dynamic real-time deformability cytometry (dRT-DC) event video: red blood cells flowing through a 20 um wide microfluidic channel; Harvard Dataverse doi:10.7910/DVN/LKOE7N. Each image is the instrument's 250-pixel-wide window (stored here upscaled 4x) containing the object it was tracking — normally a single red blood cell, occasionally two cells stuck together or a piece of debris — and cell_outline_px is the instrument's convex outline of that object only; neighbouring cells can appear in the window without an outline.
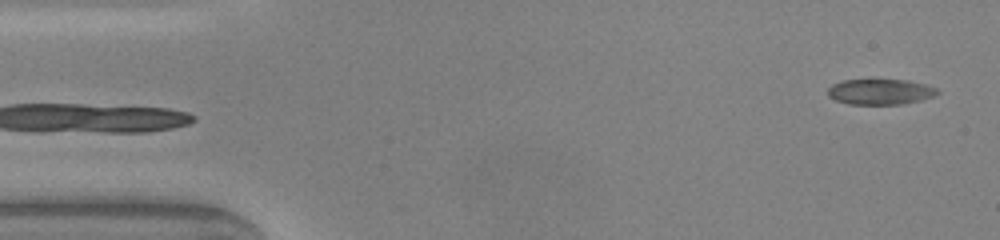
{"species": "common noctule bat (a hibernating species)", "species_latin": "Nyctalus noctula", "temperature_condition": "warm", "stored_images_in_passage": 47, "camera_frame_rate_fps": 3000, "um_per_image_px": 0.085, "animal": {"sex": "male", "body_mass_g": 20.0, "forearm_length_mm": 53.3}, "frame": {"image": 1, "passage_image": 1, "time_ms": 0.0, "image_size_px": [1000, 240], "cell_outline_px": [[940, 92], [932, 96], [920, 100], [900, 104], [848, 104], [836, 100], [828, 96], [828, 88], [832, 84], [844, 80], [908, 80], [924, 84], [936, 88]], "centroid_in_image_um": [74.8, 7.8], "position_along_channel_um": 10.2, "area_um2": 16.13}}
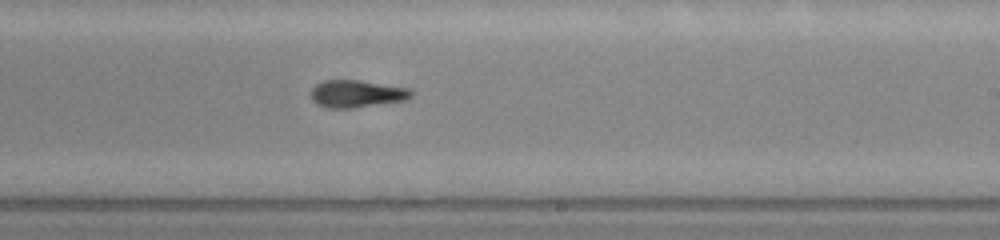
{"frame": {"image": 2, "passage_image": 27, "time_ms": 8.667, "image_size_px": [1000, 240], "cell_outline_px": [[412, 96], [404, 100], [352, 108], [324, 108], [316, 104], [312, 100], [312, 88], [316, 84], [324, 80], [360, 80], [408, 88], [412, 92]], "centroid_in_image_um": [30.27, 7.97], "position_along_channel_um": 258.7, "area_um2": 15.9}}
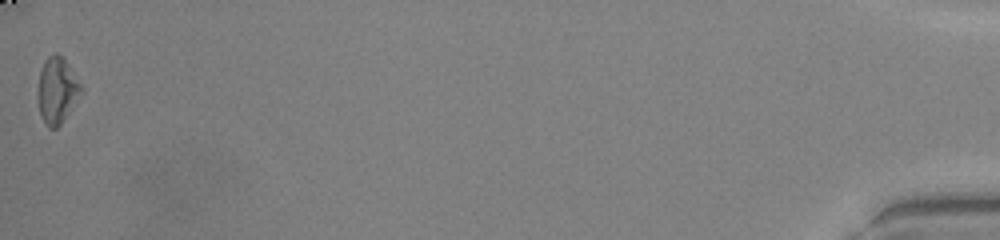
{"frame": {"image": 3, "passage_image": 47, "time_ms": 15.333, "image_size_px": [1000, 240], "cell_outline_px": [[84, 92], [60, 124], [56, 128], [48, 128], [44, 124], [40, 116], [36, 92], [40, 72], [44, 60], [48, 56], [56, 52], [64, 56], [84, 88]], "centroid_in_image_um": [4.85, 7.66], "position_along_channel_um": 430.3, "area_um2": 17.28}, "authors_computed_cell_mechanics": {"area_um2": 16.473, "velocity_mm_per_s": 4.1568, "shape_relaxation_time_tau1_ms": 5.7853, "shape_relaxation_time_tau2_ms": 1.2263, "deformation_change_tau1": 0.1721, "deformation_change_tau2": 0.0754}}